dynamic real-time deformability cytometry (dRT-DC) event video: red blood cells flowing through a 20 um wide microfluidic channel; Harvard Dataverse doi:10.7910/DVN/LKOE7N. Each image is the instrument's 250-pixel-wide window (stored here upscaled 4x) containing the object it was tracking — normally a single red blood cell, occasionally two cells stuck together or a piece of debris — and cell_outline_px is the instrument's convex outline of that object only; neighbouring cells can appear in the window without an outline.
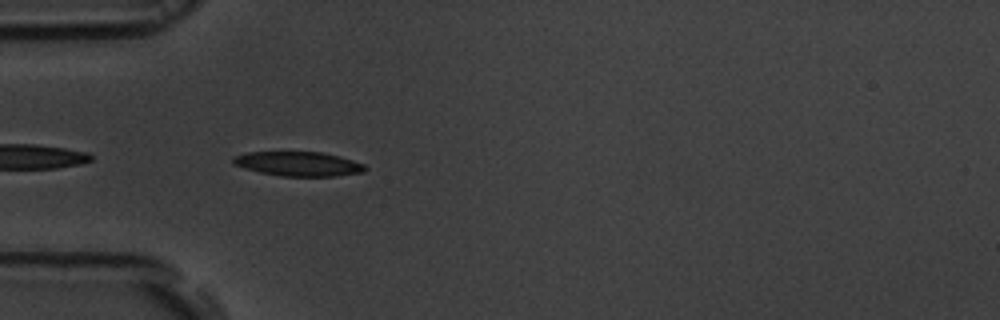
{"species": "common noctule bat (a hibernating species)", "species_latin": "Nyctalus noctula", "temperature_condition": "room temperature", "stored_images_in_passage": 41, "camera_frame_rate_fps": 3000, "um_per_image_px": 0.085, "animal": {"sex": "male", "body_mass_g": 19.5, "forearm_length_mm": 54.6}, "frame": {"image": 1, "passage_image": 2, "time_ms": 0.333, "image_size_px": [1000, 320], "cell_outline_px": [[368, 168], [364, 172], [336, 176], [280, 176], [260, 172], [244, 168], [232, 164], [232, 156], [248, 152], [324, 152], [340, 156], [364, 164]], "centroid_in_image_um": [25.36, 13.92], "position_along_channel_um": 59.6, "area_um2": 18.9}}
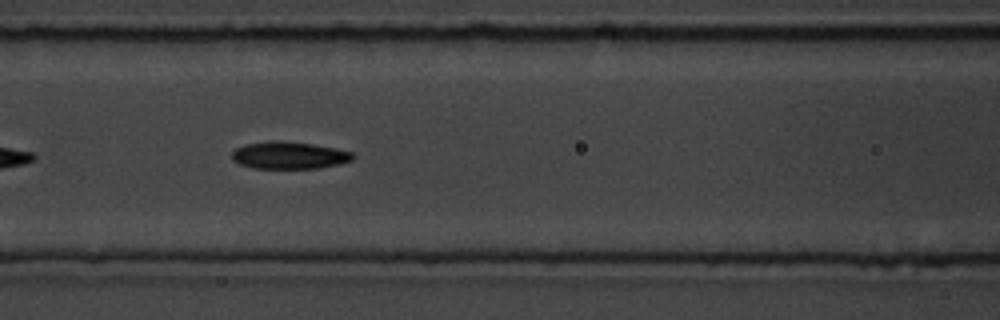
{"frame": {"image": 2, "passage_image": 9, "time_ms": 2.667, "image_size_px": [1000, 320], "cell_outline_px": [[356, 156], [352, 160], [340, 164], [320, 168], [252, 168], [240, 164], [232, 160], [232, 152], [236, 148], [244, 144], [272, 140], [276, 140], [312, 144], [352, 152]], "centroid_in_image_um": [24.56, 13.2], "position_along_channel_um": 142.0, "area_um2": 19.19}}
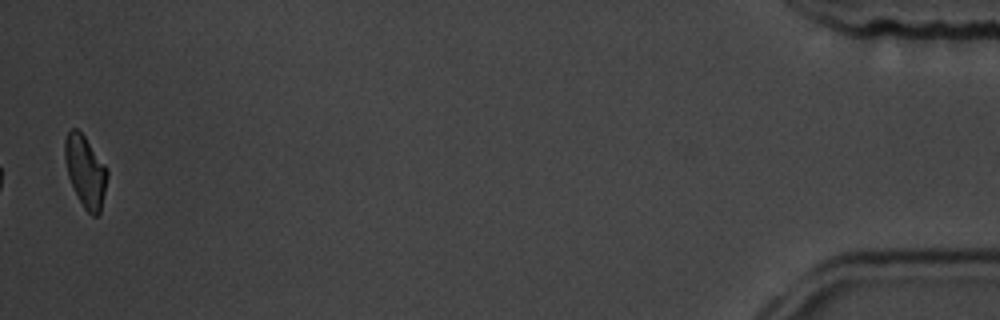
{"frame": {"image": 3, "passage_image": 40, "time_ms": 13.0, "image_size_px": [1000, 320], "cell_outline_px": [[108, 176], [100, 212], [96, 216], [92, 216], [84, 208], [68, 176], [64, 156], [64, 140], [68, 132], [72, 128], [76, 128], [84, 136], [108, 168]], "centroid_in_image_um": [7.26, 14.55], "position_along_channel_um": 427.9, "area_um2": 17.51}, "authors_computed_cell_mechanics": {"area_um2": 18.8428, "velocity_mm_per_s": 3.6654, "shape_relaxation_time_tau1_ms": 3.0022, "shape_relaxation_time_tau2_ms": 3.7179, "deformation_change_tau1": 0.1256, "deformation_change_tau2": 0.0982}}